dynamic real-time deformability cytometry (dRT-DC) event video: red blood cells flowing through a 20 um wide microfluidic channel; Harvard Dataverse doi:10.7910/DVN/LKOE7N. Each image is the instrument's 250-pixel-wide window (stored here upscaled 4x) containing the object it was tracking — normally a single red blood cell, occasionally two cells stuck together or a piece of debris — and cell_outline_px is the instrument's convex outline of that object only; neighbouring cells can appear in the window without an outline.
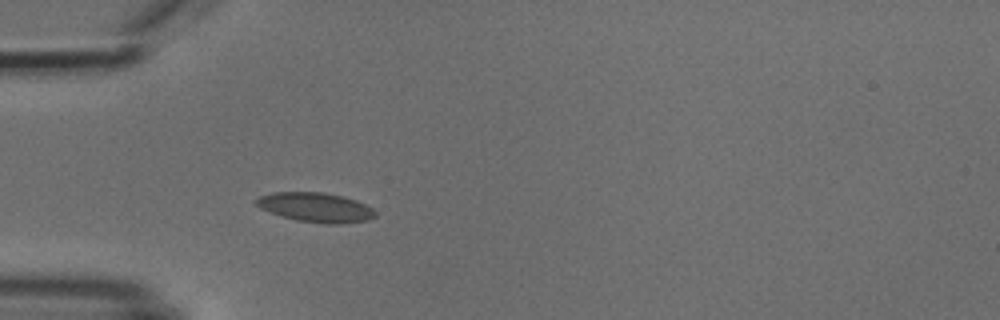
{"species": "common noctule bat (a hibernating species)", "species_latin": "Nyctalus noctula", "temperature_condition": "cold", "stored_images_in_passage": 5, "camera_frame_rate_fps": 3000, "um_per_image_px": 0.085, "animal": {"sex": "male", "body_mass_g": 18.8}, "frame": {"image": 1, "passage_image": 5, "time_ms": 4.667, "image_size_px": [1000, 320], "cell_outline_px": [[376, 216], [368, 220], [344, 224], [328, 224], [296, 220], [260, 208], [256, 204], [256, 200], [260, 196], [272, 192], [324, 192], [344, 196], [356, 200], [372, 208], [376, 212]], "centroid_in_image_um": [26.88, 17.62], "position_along_channel_um": 58.1, "area_um2": 20.4}}